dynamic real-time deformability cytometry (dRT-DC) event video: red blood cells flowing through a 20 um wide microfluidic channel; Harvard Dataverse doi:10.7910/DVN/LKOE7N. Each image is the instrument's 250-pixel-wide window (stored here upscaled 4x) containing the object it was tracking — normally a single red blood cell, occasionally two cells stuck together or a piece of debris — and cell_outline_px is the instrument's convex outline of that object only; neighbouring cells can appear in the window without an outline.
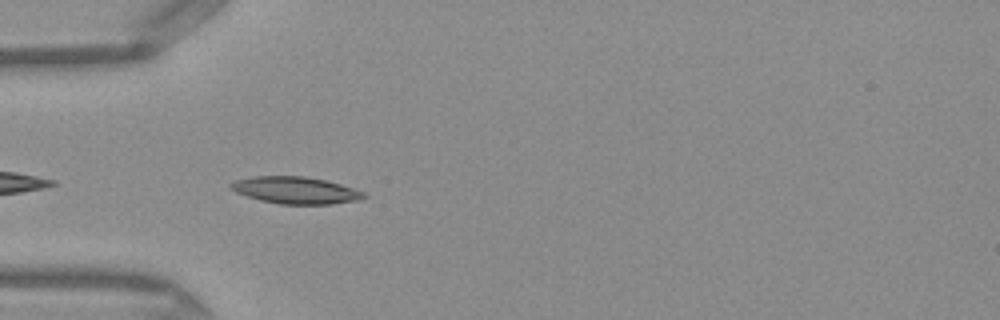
{"species": "Egyptian fruit bat (a non-hibernating species)", "species_latin": "Rousettus aegyptiacus", "temperature_condition": "warm", "stored_images_in_passage": 36, "camera_frame_rate_fps": 3000, "um_per_image_px": 0.085, "frame": {"image": 1, "passage_image": 2, "time_ms": 0.333, "image_size_px": [1000, 320], "cell_outline_px": [[368, 196], [360, 200], [332, 204], [280, 204], [260, 200], [236, 192], [228, 188], [228, 184], [236, 180], [252, 176], [304, 176], [324, 180], [340, 184], [364, 192]], "centroid_in_image_um": [25.11, 16.17], "position_along_channel_um": 59.9, "area_um2": 20.92}}
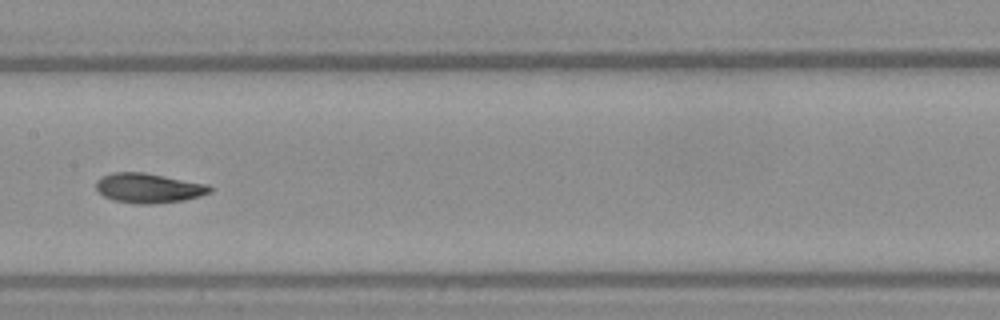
{"frame": {"image": 2, "passage_image": 12, "time_ms": 3.667, "image_size_px": [1000, 320], "cell_outline_px": [[212, 192], [200, 196], [184, 200], [152, 204], [136, 204], [112, 200], [104, 196], [96, 188], [96, 180], [100, 176], [112, 172], [144, 172], [208, 184], [212, 188]], "centroid_in_image_um": [12.62, 15.98], "position_along_channel_um": 194.8, "area_um2": 19.88}}
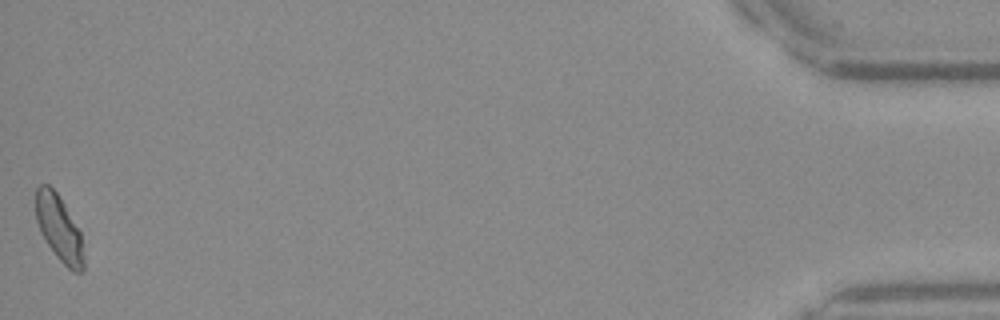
{"frame": {"image": 3, "passage_image": 36, "time_ms": 11.667, "image_size_px": [1000, 320], "cell_outline_px": [[84, 272], [72, 272], [56, 256], [40, 232], [36, 220], [36, 188], [40, 184], [48, 184], [56, 192], [64, 204], [80, 232], [84, 256]], "centroid_in_image_um": [5.02, 19.43], "position_along_channel_um": 430.2, "area_um2": 18.26}, "authors_computed_cell_mechanics": {"area_um2": 19.1318, "velocity_mm_per_s": 4.1241, "shape_relaxation_time_tau1_ms": 2.5244, "shape_relaxation_time_tau2_ms": 1.6563, "deformation_change_tau1": 0.1289, "deformation_change_tau2": 0.0748}}